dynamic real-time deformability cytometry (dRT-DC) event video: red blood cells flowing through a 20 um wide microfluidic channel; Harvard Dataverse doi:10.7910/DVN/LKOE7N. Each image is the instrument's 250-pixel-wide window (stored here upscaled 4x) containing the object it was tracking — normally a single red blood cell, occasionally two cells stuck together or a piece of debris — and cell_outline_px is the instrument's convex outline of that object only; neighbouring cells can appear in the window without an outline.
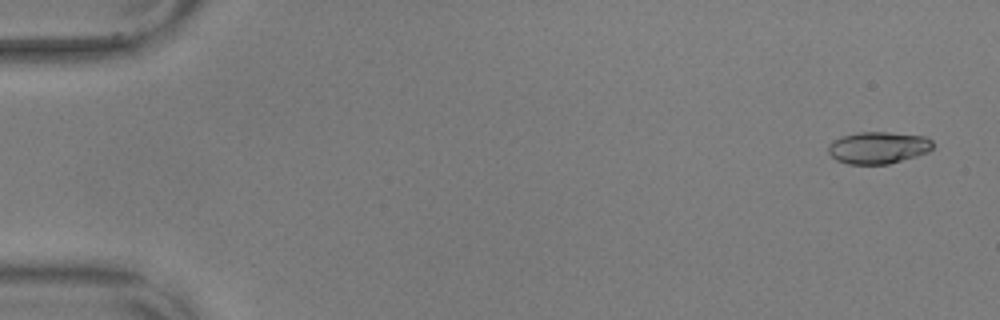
{"species": "common noctule bat (a hibernating species)", "species_latin": "Nyctalus noctula", "temperature_condition": "warm", "stored_images_in_passage": 57, "camera_frame_rate_fps": 3000, "um_per_image_px": 0.085, "animal": {"sex": "male", "body_mass_g": 17.9, "forearm_length_mm": 54.2}, "frame": {"image": 1, "passage_image": 3, "time_ms": 0.667, "image_size_px": [1000, 320], "cell_outline_px": [[932, 148], [928, 152], [916, 156], [888, 164], [848, 164], [836, 160], [828, 152], [828, 144], [832, 140], [844, 136], [860, 132], [888, 132], [924, 136], [932, 140]], "centroid_in_image_um": [74.63, 12.55], "position_along_channel_um": 10.4, "area_um2": 19.42}}
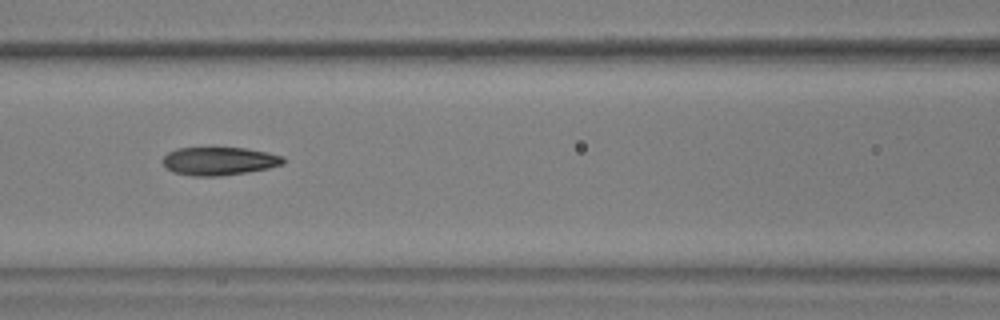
{"frame": {"image": 2, "passage_image": 26, "time_ms": 8.333, "image_size_px": [1000, 320], "cell_outline_px": [[284, 164], [268, 168], [220, 176], [192, 176], [172, 172], [160, 160], [168, 152], [176, 148], [244, 148], [284, 156]], "centroid_in_image_um": [18.59, 13.69], "position_along_channel_um": 148.0, "area_um2": 19.65}}
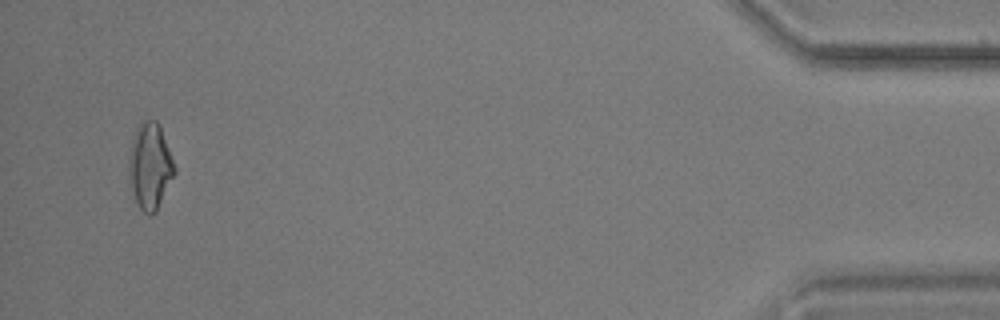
{"frame": {"image": 3, "passage_image": 55, "time_ms": 18.0, "image_size_px": [1000, 320], "cell_outline_px": [[176, 172], [156, 212], [144, 212], [140, 208], [128, 188], [128, 156], [132, 140], [136, 128], [140, 120], [156, 120], [160, 124], [176, 168]], "centroid_in_image_um": [12.72, 14.09], "position_along_channel_um": 422.5, "area_um2": 23.35}, "authors_computed_cell_mechanics": {"area_um2": 19.8254, "velocity_mm_per_s": 3.6093, "shape_relaxation_time_tau1_ms": null, "shape_relaxation_time_tau2_ms": 1.7661, "deformation_change_tau1": null, "deformation_change_tau2": 0.0874}}